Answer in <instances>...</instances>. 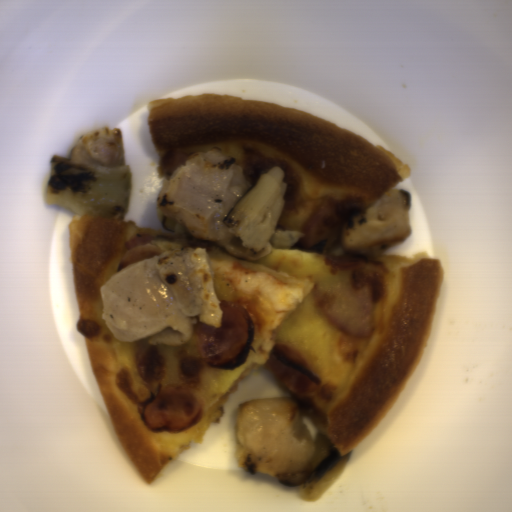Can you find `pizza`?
<instances>
[{
    "label": "pizza",
    "mask_w": 512,
    "mask_h": 512,
    "mask_svg": "<svg viewBox=\"0 0 512 512\" xmlns=\"http://www.w3.org/2000/svg\"><path fill=\"white\" fill-rule=\"evenodd\" d=\"M146 107L158 176L167 180L190 155L213 148L236 159L251 187L281 167L287 189L275 229L304 234L288 250L249 261L161 215L156 228L119 214H77L71 221L76 328L127 458L152 484L178 453L204 443L234 390L264 368L275 345L302 352L320 378L311 400L286 393L341 456L348 453L392 412L413 378L446 274L442 260L424 251L369 259L341 248L345 222L403 185L410 163L328 120L269 102L203 93L157 98ZM139 245L163 253L191 245L207 250L219 301L239 304L252 320L254 342L239 368H210L194 335L184 345L115 340L102 319L100 289L122 255ZM340 281L368 288L374 330L367 339L326 321L314 306L313 285ZM170 384L193 392L200 415L180 432L150 431L142 408Z\"/></svg>",
    "instance_id": "pizza-1"
}]
</instances>
